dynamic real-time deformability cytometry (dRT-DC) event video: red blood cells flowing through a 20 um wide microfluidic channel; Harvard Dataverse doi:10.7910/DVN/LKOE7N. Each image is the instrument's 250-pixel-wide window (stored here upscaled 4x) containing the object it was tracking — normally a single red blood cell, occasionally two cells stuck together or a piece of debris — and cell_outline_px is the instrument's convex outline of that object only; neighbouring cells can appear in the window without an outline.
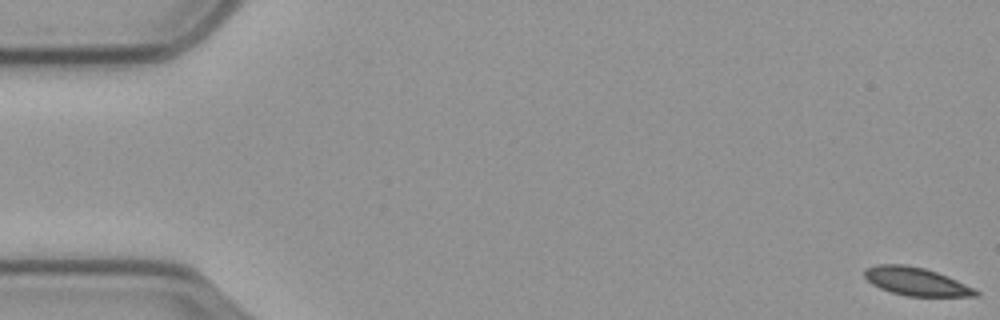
{"species": "common noctule bat (a hibernating species)", "species_latin": "Nyctalus noctula", "temperature_condition": "cold", "stored_images_in_passage": 59, "camera_frame_rate_fps": 3000, "um_per_image_px": 0.085, "animal": {"sex": "male", "body_mass_g": 23.1, "forearm_length_mm": 52.7}, "frame": {"image": 1, "passage_image": 1, "time_ms": 0.0, "image_size_px": [1000, 320], "cell_outline_px": [[980, 296], [908, 296], [892, 292], [880, 288], [872, 284], [864, 276], [864, 268], [876, 264], [904, 264], [924, 268], [948, 276], [980, 292]], "centroid_in_image_um": [77.84, 23.92], "position_along_channel_um": 7.2, "area_um2": 18.09}}
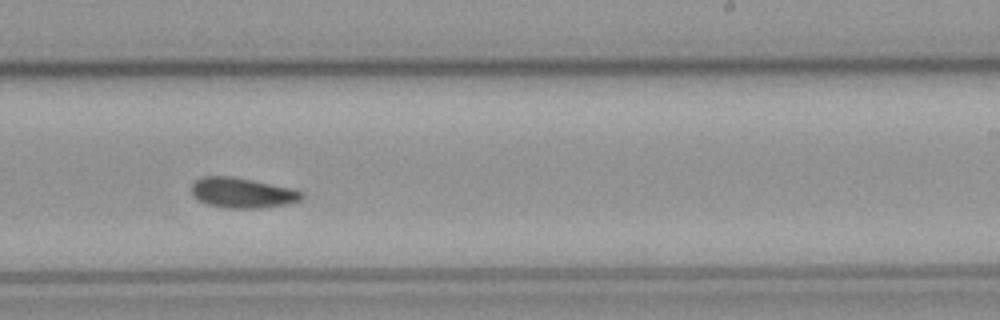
{"frame": {"image": 2, "passage_image": 36, "time_ms": 11.667, "image_size_px": [1000, 320], "cell_outline_px": [[304, 196], [300, 200], [284, 204], [260, 208], [224, 208], [208, 204], [192, 196], [192, 184], [196, 180], [204, 176], [228, 176], [252, 180], [292, 188], [304, 192]], "centroid_in_image_um": [20.59, 16.39], "position_along_channel_um": 268.4, "area_um2": 19.25}}
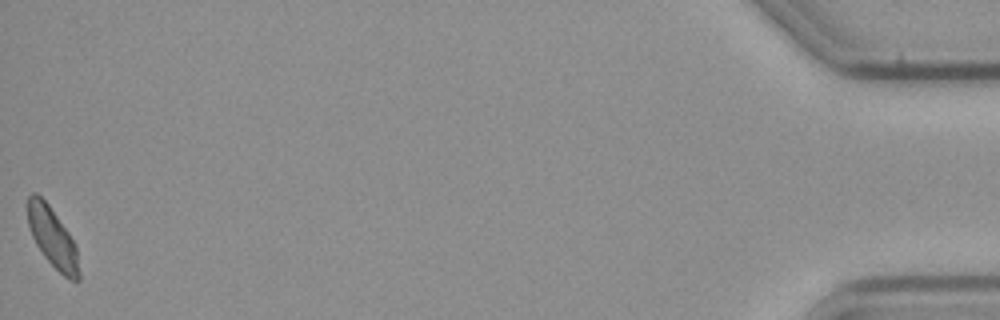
{"frame": {"image": 3, "passage_image": 59, "time_ms": 19.333, "image_size_px": [1000, 320], "cell_outline_px": [[80, 280], [68, 280], [44, 256], [36, 244], [28, 228], [28, 196], [32, 192], [36, 192], [48, 204], [68, 232], [76, 248], [80, 272]], "centroid_in_image_um": [4.46, 20.2], "position_along_channel_um": 430.7, "area_um2": 17.63}}